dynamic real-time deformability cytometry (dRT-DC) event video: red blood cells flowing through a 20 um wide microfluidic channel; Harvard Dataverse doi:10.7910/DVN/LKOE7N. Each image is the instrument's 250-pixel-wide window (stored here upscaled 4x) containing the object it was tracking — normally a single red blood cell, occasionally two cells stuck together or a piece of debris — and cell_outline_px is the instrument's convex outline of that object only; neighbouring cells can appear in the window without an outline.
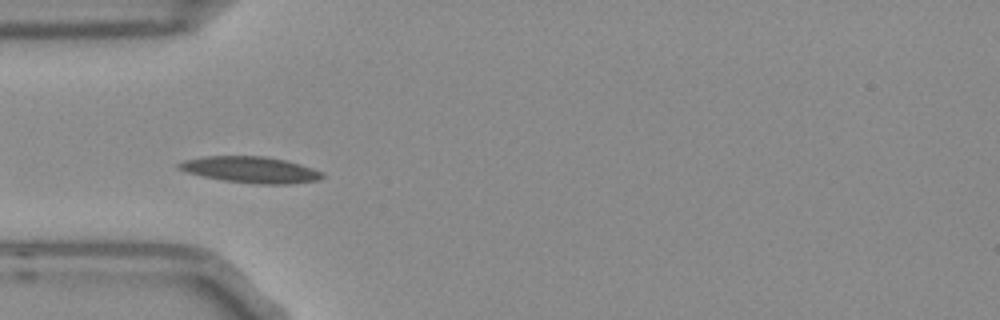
{"species": "Egyptian fruit bat (a non-hibernating species)", "species_latin": "Rousettus aegyptiacus", "temperature_condition": "room temperature", "stored_images_in_passage": 34, "camera_frame_rate_fps": 3000, "um_per_image_px": 0.085, "frame": {"image": 1, "passage_image": 6, "time_ms": 1.667, "image_size_px": [1000, 320], "cell_outline_px": [[324, 176], [320, 180], [292, 184], [260, 184], [224, 180], [200, 176], [176, 168], [176, 164], [184, 160], [204, 156], [264, 156], [284, 160], [312, 168], [324, 172]], "centroid_in_image_um": [21.3, 14.43], "position_along_channel_um": 63.7, "area_um2": 21.96}, "authors_computed_cell_mechanics": {"area_um2": 19.8832, "velocity_mm_per_s": 3.6793, "shape_relaxation_time_tau1_ms": 3.4211, "shape_relaxation_time_tau2_ms": null, "deformation_change_tau1": 0.108, "deformation_change_tau2": null}}